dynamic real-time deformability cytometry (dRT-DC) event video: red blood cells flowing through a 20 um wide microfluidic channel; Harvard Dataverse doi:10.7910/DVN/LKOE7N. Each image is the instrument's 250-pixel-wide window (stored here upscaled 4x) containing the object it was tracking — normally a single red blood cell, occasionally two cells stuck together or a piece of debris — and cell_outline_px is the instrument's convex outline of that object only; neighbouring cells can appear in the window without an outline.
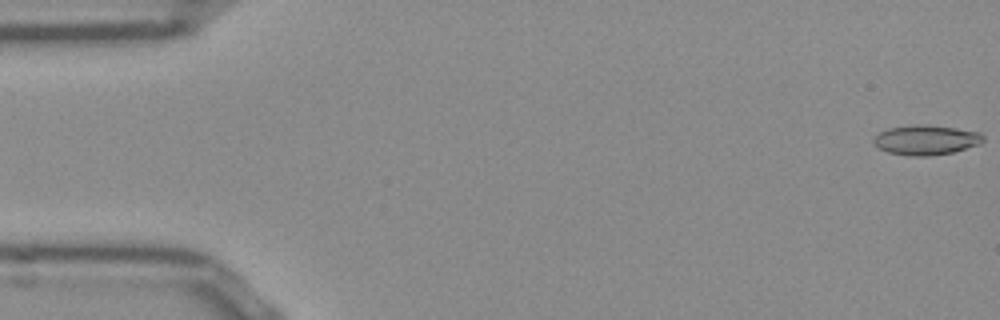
{"species": "Egyptian fruit bat (a non-hibernating species)", "species_latin": "Rousettus aegyptiacus", "temperature_condition": "room temperature", "stored_images_in_passage": 52, "camera_frame_rate_fps": 3000, "um_per_image_px": 0.085, "frame": {"image": 1, "passage_image": 1, "time_ms": 0.0, "image_size_px": [1000, 320], "cell_outline_px": [[984, 140], [980, 144], [952, 152], [928, 156], [908, 156], [888, 152], [880, 148], [872, 140], [880, 132], [888, 128], [920, 124], [928, 124], [956, 128], [980, 132], [984, 136]], "centroid_in_image_um": [78.74, 11.89], "position_along_channel_um": 6.3, "area_um2": 18.96}}
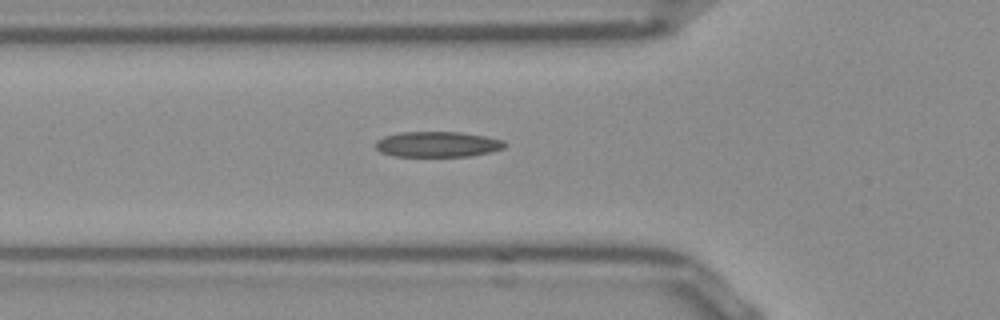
{"frame": {"image": 2, "passage_image": 18, "time_ms": 5.667, "image_size_px": [1000, 320], "cell_outline_px": [[508, 144], [504, 148], [492, 152], [472, 156], [392, 156], [380, 152], [376, 148], [376, 140], [384, 136], [400, 132], [460, 132], [484, 136], [504, 140]], "centroid_in_image_um": [37.21, 12.27], "position_along_channel_um": 88.6, "area_um2": 19.36}}
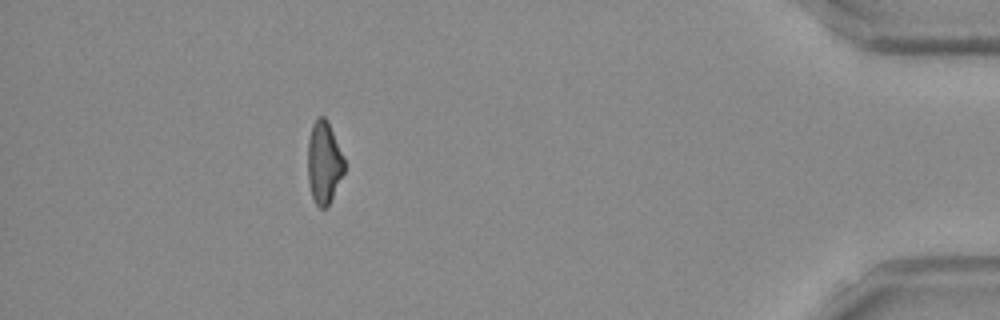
{"frame": {"image": 3, "passage_image": 47, "time_ms": 15.333, "image_size_px": [1000, 320], "cell_outline_px": [[344, 172], [328, 204], [324, 208], [320, 208], [316, 204], [312, 196], [308, 180], [308, 140], [312, 124], [316, 116], [324, 116], [328, 120], [344, 156]], "centroid_in_image_um": [27.53, 13.74], "position_along_channel_um": 407.7, "area_um2": 17.51}, "authors_computed_cell_mechanics": {"area_um2": 18.5538, "velocity_mm_per_s": 3.8864, "shape_relaxation_time_tau1_ms": null, "shape_relaxation_time_tau2_ms": 9.1166, "deformation_change_tau1": null, "deformation_change_tau2": 0.2304}}